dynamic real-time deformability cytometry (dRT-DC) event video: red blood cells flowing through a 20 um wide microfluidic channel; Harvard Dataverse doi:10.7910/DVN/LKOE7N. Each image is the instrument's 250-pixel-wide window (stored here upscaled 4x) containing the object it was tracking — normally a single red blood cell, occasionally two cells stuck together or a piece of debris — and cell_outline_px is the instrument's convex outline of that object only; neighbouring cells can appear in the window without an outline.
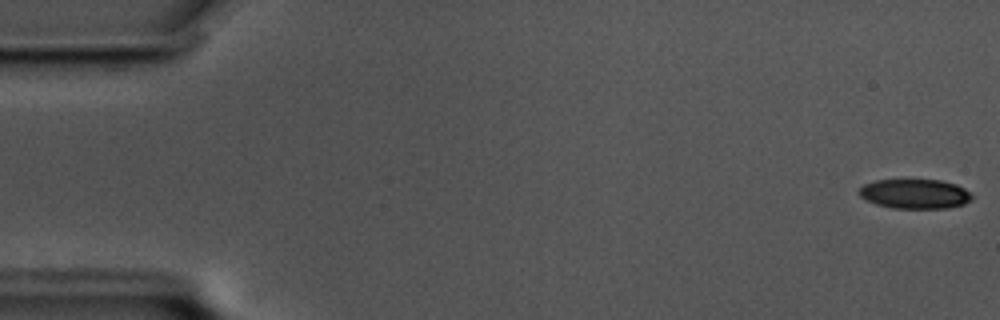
{"species": "common noctule bat (a hibernating species)", "species_latin": "Nyctalus noctula", "temperature_condition": "cold", "stored_images_in_passage": 30, "camera_frame_rate_fps": 3000, "um_per_image_px": 0.085, "animal": {"sex": "male", "body_mass_g": 17.5, "forearm_length_mm": 52.3}, "frame": {"image": 1, "passage_image": 1, "time_ms": 0.0, "image_size_px": [1000, 320], "cell_outline_px": [[972, 196], [964, 204], [948, 208], [892, 208], [876, 204], [864, 200], [856, 192], [864, 184], [876, 180], [940, 180], [956, 184], [964, 188]], "centroid_in_image_um": [77.71, 16.48], "position_along_channel_um": 7.3, "area_um2": 19.42}}